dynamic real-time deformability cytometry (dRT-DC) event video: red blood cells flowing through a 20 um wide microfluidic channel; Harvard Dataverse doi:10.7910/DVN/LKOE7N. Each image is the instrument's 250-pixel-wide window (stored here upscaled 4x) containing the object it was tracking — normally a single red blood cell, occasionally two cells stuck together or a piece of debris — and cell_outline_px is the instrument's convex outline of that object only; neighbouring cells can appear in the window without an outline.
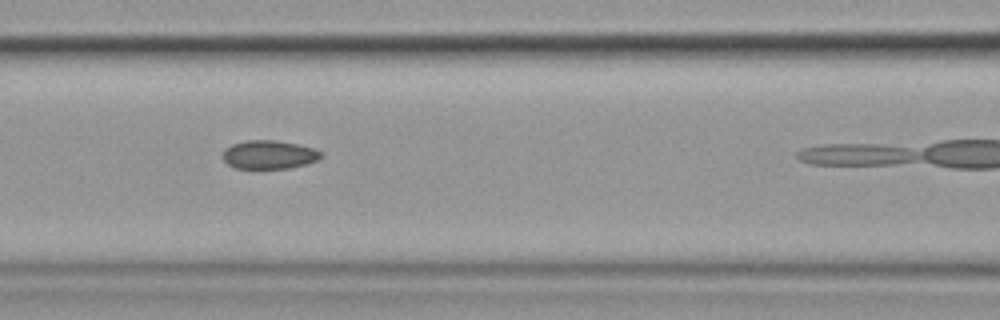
{"species": "common noctule bat (a hibernating species)", "species_latin": "Nyctalus noctula", "temperature_condition": "cold", "stored_images_in_passage": 6, "camera_frame_rate_fps": 3000, "um_per_image_px": 0.085, "animal": {"sex": "female", "body_mass_g": 19.9}, "frame": {"image": 1, "passage_image": 4, "time_ms": 3.333, "image_size_px": [1000, 320], "cell_outline_px": [[324, 156], [320, 160], [288, 168], [236, 168], [228, 164], [224, 160], [224, 148], [232, 144], [244, 140], [272, 140], [296, 144], [316, 148], [324, 152]], "centroid_in_image_um": [22.92, 13.13], "position_along_channel_um": 143.7, "area_um2": 16.42}}